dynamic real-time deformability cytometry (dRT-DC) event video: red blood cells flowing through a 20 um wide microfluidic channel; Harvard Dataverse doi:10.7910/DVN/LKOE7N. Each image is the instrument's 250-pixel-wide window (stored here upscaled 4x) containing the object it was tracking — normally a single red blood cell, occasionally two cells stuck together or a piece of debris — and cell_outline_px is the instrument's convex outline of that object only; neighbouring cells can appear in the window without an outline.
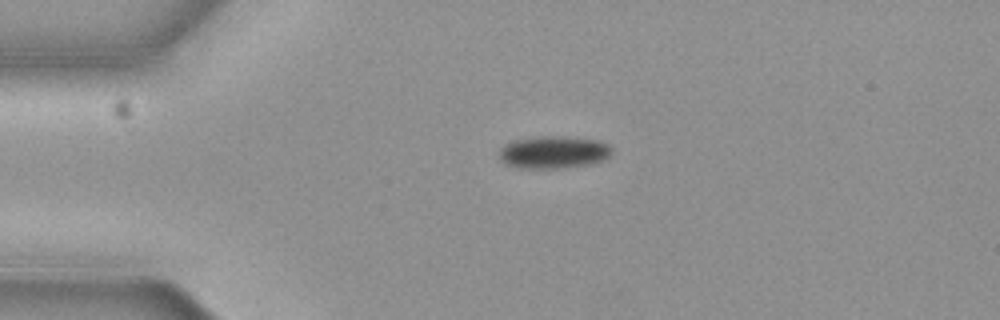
{"species": "common noctule bat (a hibernating species)", "species_latin": "Nyctalus noctula", "temperature_condition": "cold", "stored_images_in_passage": 2, "camera_frame_rate_fps": 3000, "um_per_image_px": 0.085, "animal": {"sex": "female", "body_mass_g": 19.3, "forearm_length_mm": 54.1}, "frame": {"image": 1, "passage_image": 1, "time_ms": 0.0, "image_size_px": [1000, 320], "cell_outline_px": [[612, 152], [608, 156], [600, 160], [588, 164], [560, 168], [516, 168], [500, 160], [500, 148], [504, 144], [516, 140], [544, 136], [556, 136], [600, 140], [608, 144], [612, 148]], "centroid_in_image_um": [47.04, 12.94], "position_along_channel_um": 38.0, "area_um2": 21.04}}
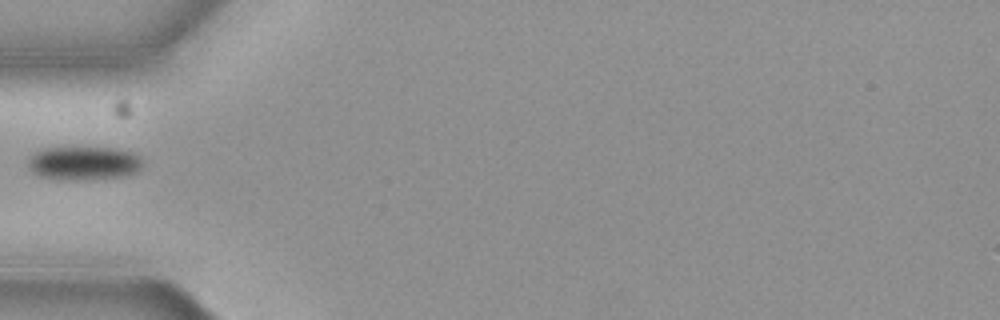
{"frame": {"image": 2, "passage_image": 2, "time_ms": 0.333, "image_size_px": [1000, 320], "cell_outline_px": [[140, 164], [132, 172], [116, 176], [40, 176], [28, 164], [28, 160], [40, 148], [116, 148], [132, 152], [140, 160]], "centroid_in_image_um": [7.08, 13.77], "position_along_channel_um": 77.9, "area_um2": 20.23}}